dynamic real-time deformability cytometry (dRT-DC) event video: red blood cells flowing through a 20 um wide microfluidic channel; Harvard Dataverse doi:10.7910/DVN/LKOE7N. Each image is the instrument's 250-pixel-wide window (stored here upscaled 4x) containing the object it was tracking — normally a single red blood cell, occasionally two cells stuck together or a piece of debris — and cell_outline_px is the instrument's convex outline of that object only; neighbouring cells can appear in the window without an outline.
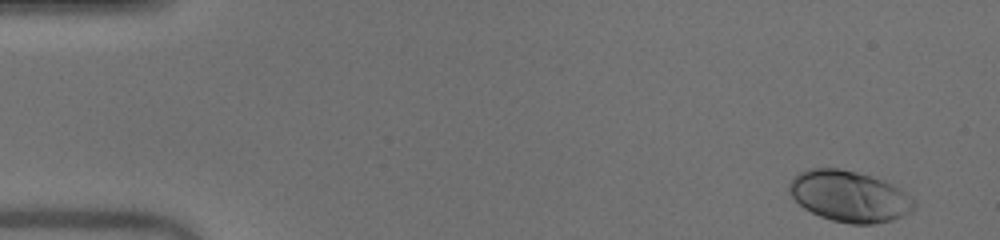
{"species": "human", "species_latin": "Homo sapiens", "temperature_condition": "warm", "stored_images_in_passage": 38, "camera_frame_rate_fps": 3000, "um_per_image_px": 0.085, "donor": {"sex": "male"}, "frame": {"image": 1, "passage_image": 1, "time_ms": 0.0, "image_size_px": [1000, 240], "cell_outline_px": [[916, 208], [892, 220], [872, 224], [852, 224], [832, 220], [820, 216], [804, 208], [788, 192], [788, 184], [792, 176], [808, 168], [840, 168], [872, 176], [884, 180], [900, 188], [916, 204]], "centroid_in_image_um": [72.16, 16.67], "position_along_channel_um": 12.8, "area_um2": 37.11}}
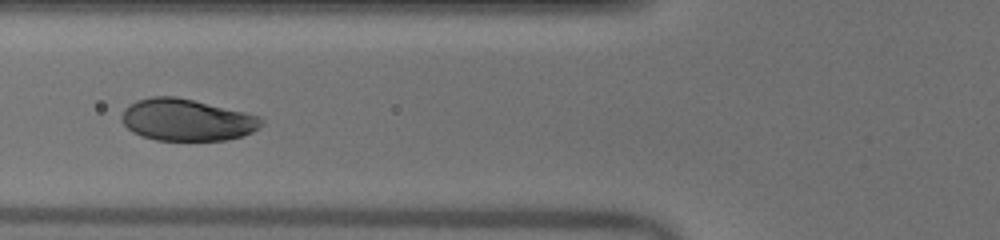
{"frame": {"image": 2, "passage_image": 18, "time_ms": 5.667, "image_size_px": [1000, 240], "cell_outline_px": [[264, 124], [260, 128], [252, 132], [228, 140], [156, 140], [132, 132], [120, 120], [120, 116], [124, 108], [128, 104], [136, 100], [152, 96], [176, 96], [244, 112], [260, 116], [264, 120]], "centroid_in_image_um": [15.86, 10.18], "position_along_channel_um": 109.9, "area_um2": 34.22}}
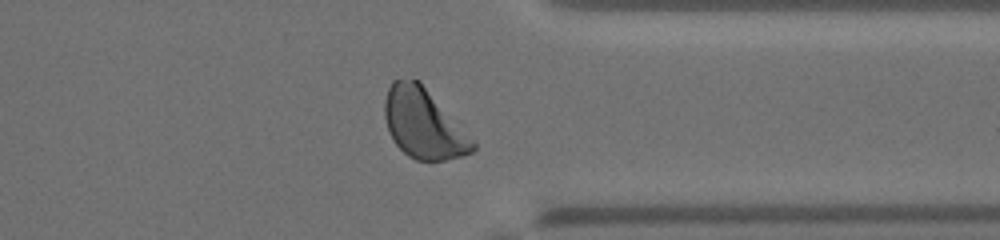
{"frame": {"image": 3, "passage_image": 38, "time_ms": 12.333, "image_size_px": [1000, 240], "cell_outline_px": [[476, 148], [472, 152], [464, 156], [444, 160], [416, 160], [408, 156], [392, 140], [388, 132], [384, 116], [384, 100], [388, 88], [392, 80], [420, 80], [476, 144]], "centroid_in_image_um": [35.96, 10.52], "position_along_channel_um": 375.4, "area_um2": 35.55}, "authors_computed_cell_mechanics": {"area_um2": 34.68, "velocity_mm_per_s": 4.0406, "shape_relaxation_time_tau1_ms": 1.4865, "shape_relaxation_time_tau2_ms": null, "deformation_change_tau1": 0.1211, "deformation_change_tau2": null}}